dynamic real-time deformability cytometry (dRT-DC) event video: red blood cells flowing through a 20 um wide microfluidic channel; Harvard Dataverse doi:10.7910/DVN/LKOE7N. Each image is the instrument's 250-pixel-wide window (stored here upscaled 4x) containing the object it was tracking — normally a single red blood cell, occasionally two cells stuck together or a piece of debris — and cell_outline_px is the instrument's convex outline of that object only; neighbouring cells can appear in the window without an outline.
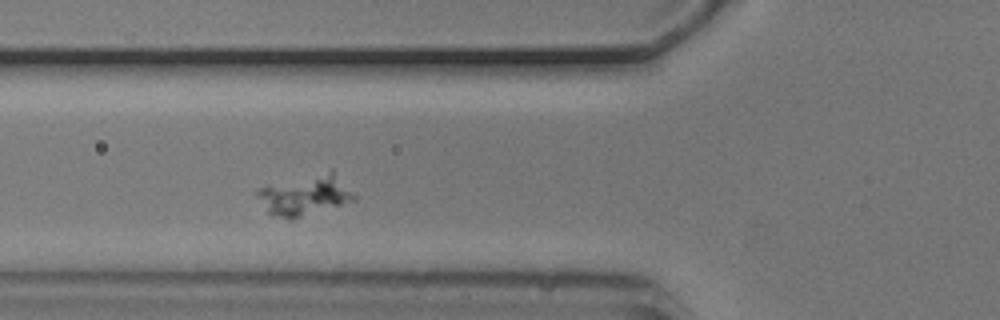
{"species": "common noctule bat (a hibernating species)", "species_latin": "Nyctalus noctula", "temperature_condition": "cold", "stored_images_in_passage": 45, "camera_frame_rate_fps": 3000, "um_per_image_px": 0.085, "animal": {"sex": "male", "body_mass_g": 20.5, "forearm_length_mm": 52.5}, "frame": {"image": 1, "passage_image": 10, "time_ms": 3.0, "image_size_px": [1000, 320], "cell_outline_px": [[356, 200], [300, 216], [280, 216], [268, 212], [256, 192], [260, 188], [332, 168], [356, 196]], "centroid_in_image_um": [26.02, 16.52], "position_along_channel_um": 99.8, "area_um2": 21.79}}
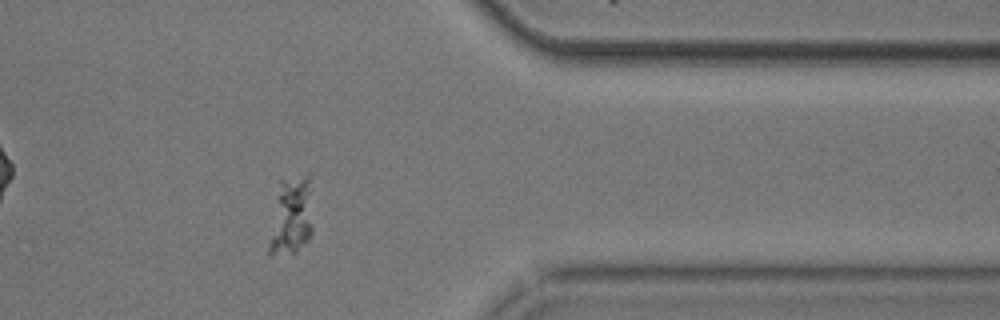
{"frame": {"image": 2, "passage_image": 35, "time_ms": 11.333, "image_size_px": [1000, 320], "cell_outline_px": [[312, 232], [308, 240], [296, 252], [268, 252], [268, 244], [280, 180], [304, 176], [312, 176]], "centroid_in_image_um": [24.82, 18.31], "position_along_channel_um": 386.6, "area_um2": 19.71}}
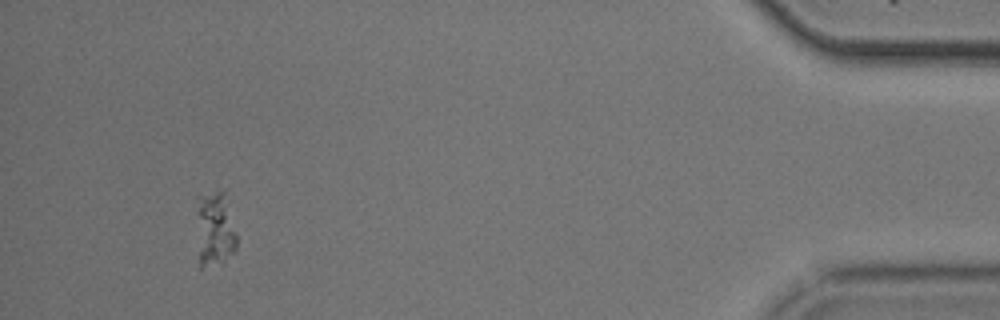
{"frame": {"image": 3, "passage_image": 42, "time_ms": 13.667, "image_size_px": [1000, 320], "cell_outline_px": [[236, 248], [224, 264], [200, 268], [200, 200], [216, 192], [224, 192], [236, 236]], "centroid_in_image_um": [18.35, 19.63], "position_along_channel_um": 416.9, "area_um2": 16.01}}